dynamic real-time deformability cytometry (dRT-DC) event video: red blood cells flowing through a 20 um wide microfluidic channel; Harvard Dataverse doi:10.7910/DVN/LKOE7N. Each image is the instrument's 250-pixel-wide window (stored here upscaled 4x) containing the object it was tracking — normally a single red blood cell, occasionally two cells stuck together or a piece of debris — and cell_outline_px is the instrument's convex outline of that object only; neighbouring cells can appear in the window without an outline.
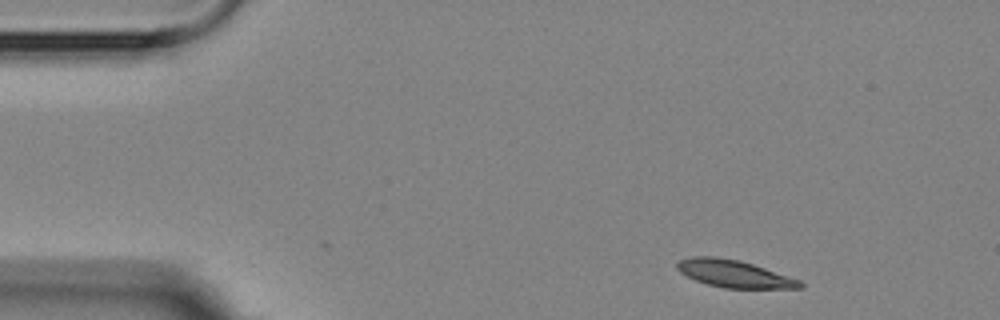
{"species": "Egyptian fruit bat (a non-hibernating species)", "species_latin": "Rousettus aegyptiacus", "temperature_condition": "room temperature", "stored_images_in_passage": 4, "camera_frame_rate_fps": 3000, "um_per_image_px": 0.085, "animal": {"sex": "female"}, "frame": {"image": 1, "passage_image": 1, "time_ms": 0.0, "image_size_px": [1000, 320], "cell_outline_px": [[804, 288], [724, 288], [708, 284], [696, 280], [680, 272], [676, 268], [676, 264], [680, 260], [692, 256], [716, 256], [740, 260], [800, 280], [804, 284]], "centroid_in_image_um": [62.39, 23.26], "position_along_channel_um": 22.6, "area_um2": 19.42}}
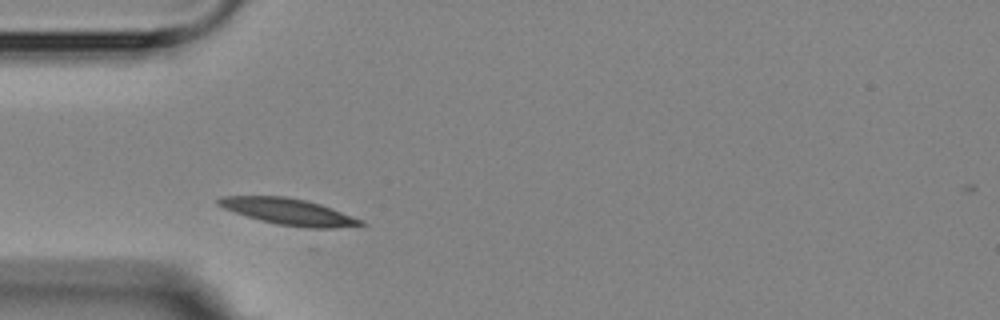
{"frame": {"image": 2, "passage_image": 3, "time_ms": 3.0, "image_size_px": [1000, 320], "cell_outline_px": [[368, 224], [332, 228], [308, 228], [280, 224], [260, 220], [224, 208], [216, 204], [216, 200], [220, 196], [284, 196], [304, 200], [320, 204], [332, 208], [364, 220]], "centroid_in_image_um": [24.56, 17.99], "position_along_channel_um": 60.4, "area_um2": 21.62}}
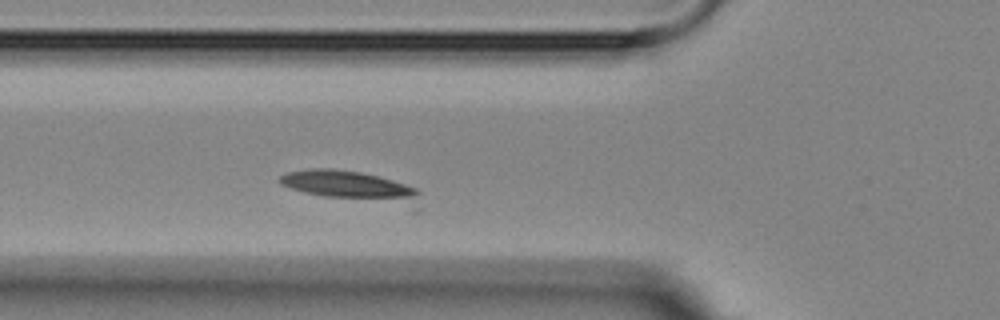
{"frame": {"image": 3, "passage_image": 4, "time_ms": 4.0, "image_size_px": [1000, 320], "cell_outline_px": [[420, 212], [412, 212], [324, 196], [304, 192], [280, 184], [276, 180], [280, 176], [288, 172], [312, 168], [332, 168], [360, 172], [392, 180], [416, 188], [420, 192]], "centroid_in_image_um": [30.09, 15.95], "position_along_channel_um": 95.7, "area_um2": 26.41}}